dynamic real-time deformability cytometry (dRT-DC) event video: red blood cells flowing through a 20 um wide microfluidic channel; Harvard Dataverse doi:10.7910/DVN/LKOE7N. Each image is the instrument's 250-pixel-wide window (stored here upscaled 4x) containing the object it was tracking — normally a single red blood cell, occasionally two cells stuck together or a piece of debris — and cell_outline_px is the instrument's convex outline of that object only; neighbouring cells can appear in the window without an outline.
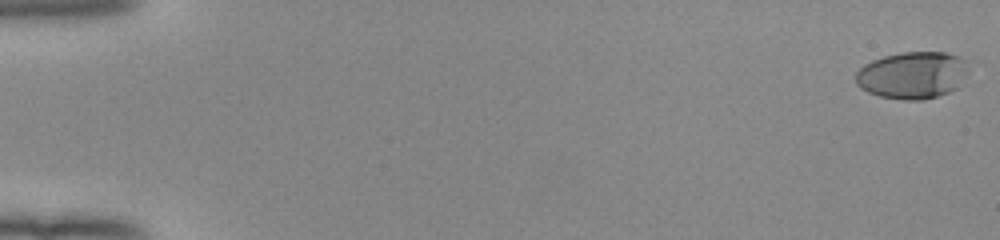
{"species": "human", "species_latin": "Homo sapiens", "temperature_condition": "room temperature", "stored_images_in_passage": 53, "camera_frame_rate_fps": 3000, "um_per_image_px": 0.085, "donor": {"sex": "female"}, "frame": {"image": 1, "passage_image": 1, "time_ms": 0.0, "image_size_px": [1000, 240], "cell_outline_px": [[968, 72], [960, 88], [924, 100], [904, 100], [880, 96], [868, 92], [860, 88], [856, 84], [856, 72], [864, 64], [872, 60], [884, 56], [900, 52], [944, 52], [960, 56], [964, 60], [968, 68]], "centroid_in_image_um": [77.58, 6.39], "position_along_channel_um": 7.4, "area_um2": 31.27}}
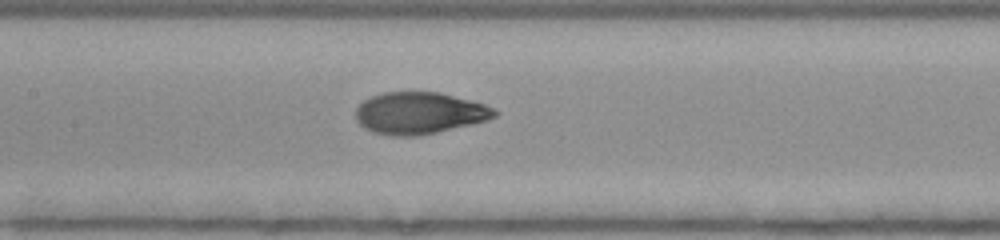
{"frame": {"image": 2, "passage_image": 27, "time_ms": 8.667, "image_size_px": [1000, 240], "cell_outline_px": [[500, 112], [496, 116], [488, 120], [472, 124], [436, 132], [416, 136], [388, 136], [372, 132], [364, 128], [356, 120], [356, 108], [364, 100], [372, 96], [384, 92], [440, 92], [484, 104]], "centroid_in_image_um": [35.63, 9.62], "position_along_channel_um": 171.8, "area_um2": 33.87}}
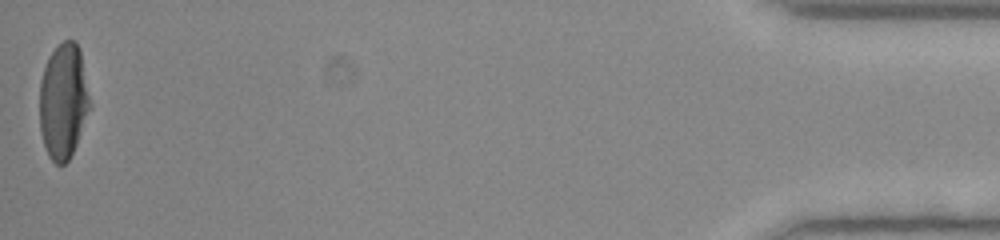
{"frame": {"image": 3, "passage_image": 53, "time_ms": 17.333, "image_size_px": [1000, 240], "cell_outline_px": [[92, 108], [76, 144], [68, 160], [64, 164], [56, 164], [48, 156], [40, 132], [40, 80], [48, 56], [64, 40], [76, 40], [80, 52], [92, 104]], "centroid_in_image_um": [5.4, 8.6], "position_along_channel_um": 429.8, "area_um2": 34.04}, "authors_computed_cell_mechanics": {"area_um2": 33.6396, "velocity_mm_per_s": 3.985, "shape_relaxation_time_tau1_ms": 3.9182, "shape_relaxation_time_tau2_ms": 0.6568, "deformation_change_tau1": 0.207, "deformation_change_tau2": 0.053}}